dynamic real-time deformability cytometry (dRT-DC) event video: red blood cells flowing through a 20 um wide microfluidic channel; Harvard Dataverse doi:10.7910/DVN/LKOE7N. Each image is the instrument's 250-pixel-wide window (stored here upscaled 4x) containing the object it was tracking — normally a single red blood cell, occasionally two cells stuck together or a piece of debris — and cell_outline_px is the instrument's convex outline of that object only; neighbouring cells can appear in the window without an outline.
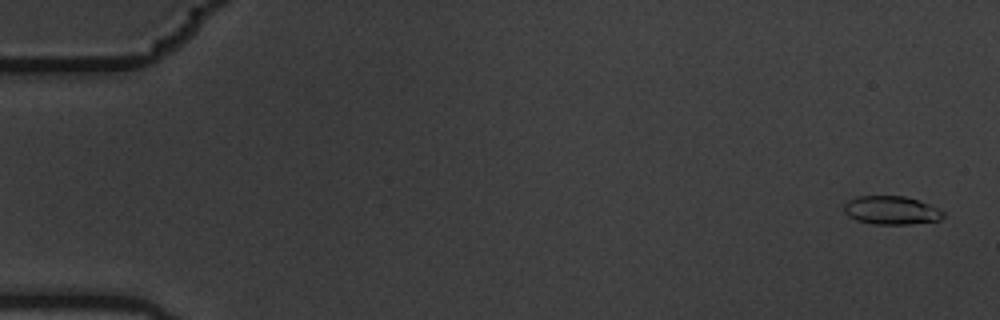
{"species": "common noctule bat (a hibernating species)", "species_latin": "Nyctalus noctula", "temperature_condition": "warm", "stored_images_in_passage": 5, "camera_frame_rate_fps": 3000, "um_per_image_px": 0.085, "animal": {"sex": "male", "body_mass_g": 19.5, "forearm_length_mm": 54.6}, "frame": {"image": 1, "passage_image": 1, "time_ms": 0.0, "image_size_px": [1000, 320], "cell_outline_px": [[944, 216], [940, 220], [912, 224], [872, 224], [856, 220], [848, 216], [844, 212], [844, 204], [848, 200], [856, 196], [904, 196], [928, 204], [944, 212]], "centroid_in_image_um": [75.73, 17.88], "position_along_channel_um": 9.3, "area_um2": 16.42}}
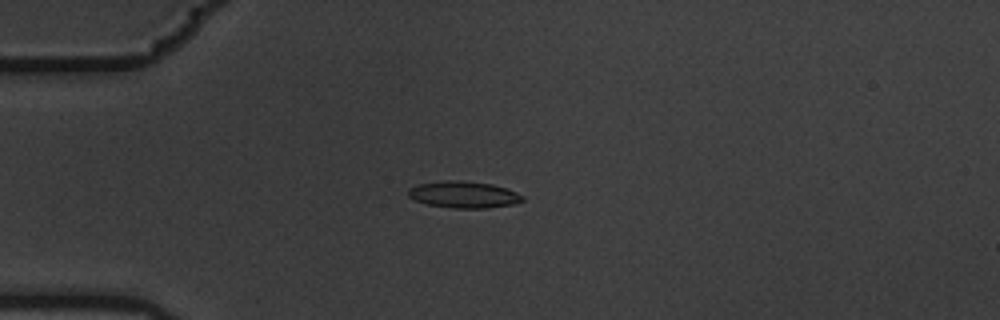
{"frame": {"image": 2, "passage_image": 5, "time_ms": 1.333, "image_size_px": [1000, 320], "cell_outline_px": [[524, 200], [512, 204], [488, 208], [452, 208], [428, 204], [416, 200], [408, 196], [408, 188], [420, 184], [444, 180], [460, 180], [492, 184], [516, 192], [524, 196]], "centroid_in_image_um": [39.41, 16.54], "position_along_channel_um": 45.6, "area_um2": 17.63}}